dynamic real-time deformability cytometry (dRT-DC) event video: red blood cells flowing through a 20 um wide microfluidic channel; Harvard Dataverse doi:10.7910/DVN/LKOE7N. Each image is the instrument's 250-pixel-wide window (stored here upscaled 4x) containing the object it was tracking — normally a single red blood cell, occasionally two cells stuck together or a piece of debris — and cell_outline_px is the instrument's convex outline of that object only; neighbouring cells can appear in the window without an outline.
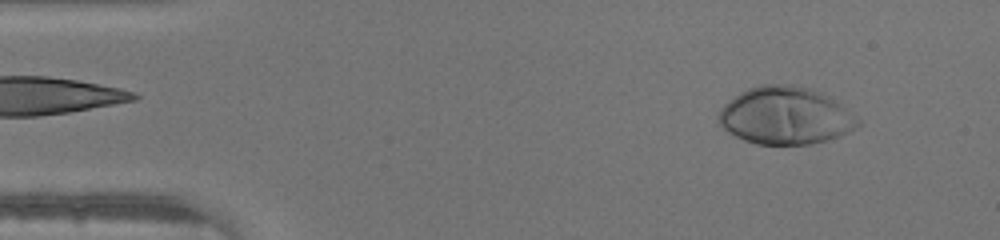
{"species": "human", "species_latin": "Homo sapiens", "temperature_condition": "warm", "stored_images_in_passage": 45, "camera_frame_rate_fps": 3000, "um_per_image_px": 0.085, "donor": {"sex": "male"}, "frame": {"image": 1, "passage_image": 4, "time_ms": 1.0, "image_size_px": [1000, 240], "cell_outline_px": [[864, 124], [840, 136], [812, 144], [756, 144], [744, 140], [728, 132], [716, 120], [716, 116], [720, 108], [728, 100], [740, 92], [748, 88], [760, 84], [792, 84], [812, 88], [824, 92], [860, 120]], "centroid_in_image_um": [66.75, 9.82], "position_along_channel_um": 18.3, "area_um2": 47.11}}
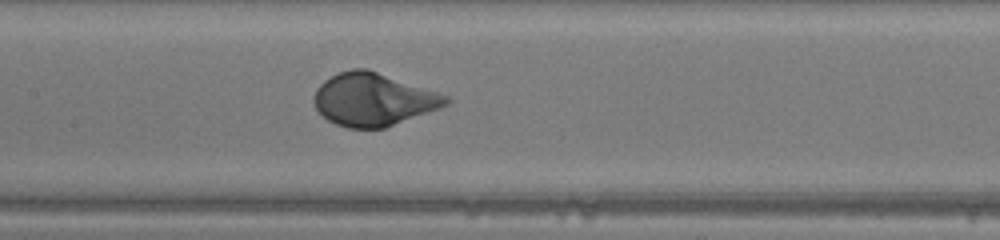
{"frame": {"image": 2, "passage_image": 21, "time_ms": 6.667, "image_size_px": [1000, 240], "cell_outline_px": [[452, 100], [448, 104], [440, 108], [384, 128], [348, 128], [336, 124], [328, 120], [316, 108], [312, 100], [312, 96], [316, 88], [324, 80], [340, 72], [352, 68], [368, 68], [448, 96]], "centroid_in_image_um": [31.71, 8.45], "position_along_channel_um": 175.7, "area_um2": 40.52}}
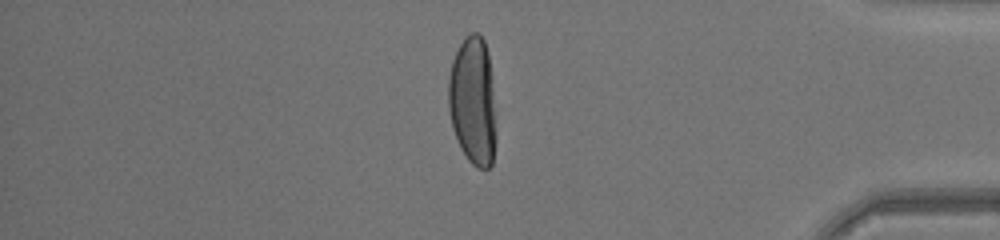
{"frame": {"image": 3, "passage_image": 38, "time_ms": 12.333, "image_size_px": [1000, 240], "cell_outline_px": [[496, 140], [492, 164], [488, 168], [476, 168], [468, 160], [460, 148], [452, 128], [448, 108], [448, 80], [452, 60], [460, 44], [472, 32], [480, 32], [484, 40], [488, 56], [492, 88], [496, 136]], "centroid_in_image_um": [40.18, 8.64], "position_along_channel_um": 395.0, "area_um2": 35.6}}